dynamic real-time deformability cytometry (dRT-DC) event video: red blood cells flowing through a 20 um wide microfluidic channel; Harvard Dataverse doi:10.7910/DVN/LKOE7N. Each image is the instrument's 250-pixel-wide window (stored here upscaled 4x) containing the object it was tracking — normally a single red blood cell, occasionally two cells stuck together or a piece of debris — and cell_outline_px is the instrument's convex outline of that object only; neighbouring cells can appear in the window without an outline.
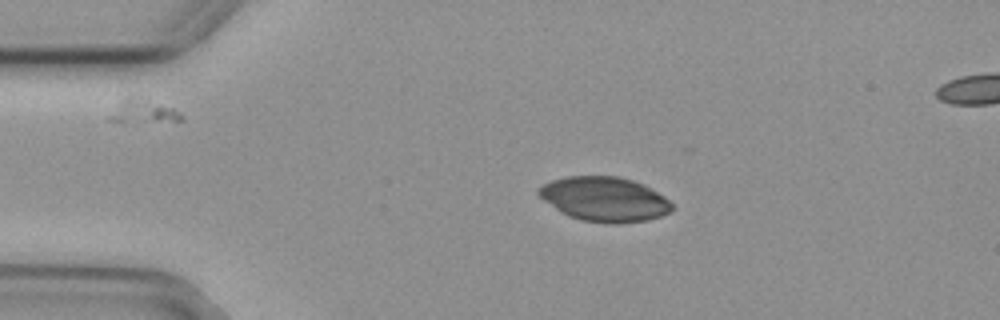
{"species": "common noctule bat (a hibernating species)", "species_latin": "Nyctalus noctula", "temperature_condition": "cold", "stored_images_in_passage": 15, "camera_frame_rate_fps": 3000, "um_per_image_px": 0.085, "animal": {"sex": "female", "body_mass_g": 29.2, "forearm_length_mm": 56.3}, "frame": {"image": 1, "passage_image": 1, "time_ms": 0.0, "image_size_px": [1000, 320], "cell_outline_px": [[672, 212], [648, 220], [616, 224], [608, 224], [584, 220], [568, 216], [560, 212], [544, 200], [536, 192], [544, 184], [552, 180], [568, 176], [620, 176], [644, 184], [664, 196], [672, 204]], "centroid_in_image_um": [51.4, 16.93], "position_along_channel_um": 33.6, "area_um2": 34.62}}
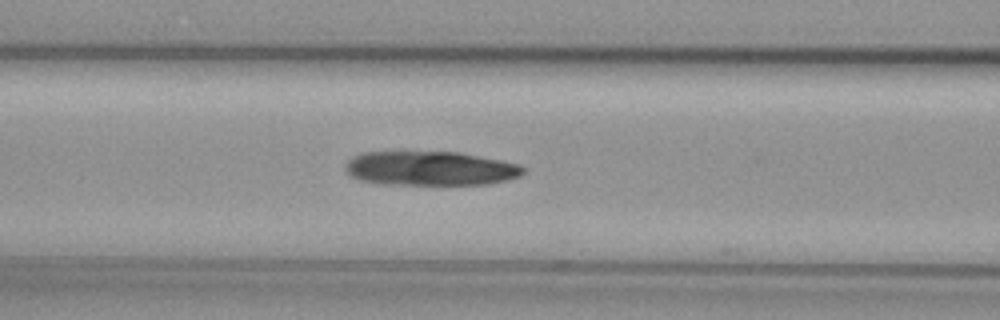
{"frame": {"image": 2, "passage_image": 12, "time_ms": 3.667, "image_size_px": [1000, 320], "cell_outline_px": [[524, 172], [520, 176], [508, 180], [488, 184], [380, 184], [360, 180], [348, 176], [344, 168], [344, 164], [352, 156], [364, 152], [460, 152], [520, 164], [524, 168]], "centroid_in_image_um": [36.54, 14.31], "position_along_channel_um": 130.1, "area_um2": 35.72}}